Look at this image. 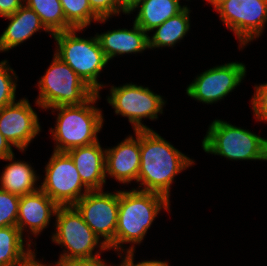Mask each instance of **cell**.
I'll list each match as a JSON object with an SVG mask.
<instances>
[{
	"label": "cell",
	"mask_w": 267,
	"mask_h": 266,
	"mask_svg": "<svg viewBox=\"0 0 267 266\" xmlns=\"http://www.w3.org/2000/svg\"><path fill=\"white\" fill-rule=\"evenodd\" d=\"M140 168L142 191L155 192L169 200L170 185L177 173L193 161L151 129L140 130Z\"/></svg>",
	"instance_id": "6da1fadb"
},
{
	"label": "cell",
	"mask_w": 267,
	"mask_h": 266,
	"mask_svg": "<svg viewBox=\"0 0 267 266\" xmlns=\"http://www.w3.org/2000/svg\"><path fill=\"white\" fill-rule=\"evenodd\" d=\"M169 210V200L158 193L133 189L119 191V211L115 232V250L121 243H141L161 208Z\"/></svg>",
	"instance_id": "7a4b0ae2"
},
{
	"label": "cell",
	"mask_w": 267,
	"mask_h": 266,
	"mask_svg": "<svg viewBox=\"0 0 267 266\" xmlns=\"http://www.w3.org/2000/svg\"><path fill=\"white\" fill-rule=\"evenodd\" d=\"M98 98L99 93H94L82 104L52 107L59 110L56 127L51 130L57 142L55 151L67 152L98 141L97 133L103 126V117L99 109L91 106Z\"/></svg>",
	"instance_id": "3957f363"
},
{
	"label": "cell",
	"mask_w": 267,
	"mask_h": 266,
	"mask_svg": "<svg viewBox=\"0 0 267 266\" xmlns=\"http://www.w3.org/2000/svg\"><path fill=\"white\" fill-rule=\"evenodd\" d=\"M79 30L82 29L74 28L52 35L58 45L55 55L68 64L95 93H99L103 85L98 83L97 77L108 60L97 37L90 40L80 38L76 36Z\"/></svg>",
	"instance_id": "277c9868"
},
{
	"label": "cell",
	"mask_w": 267,
	"mask_h": 266,
	"mask_svg": "<svg viewBox=\"0 0 267 266\" xmlns=\"http://www.w3.org/2000/svg\"><path fill=\"white\" fill-rule=\"evenodd\" d=\"M202 147L231 160H267V139L218 119L210 125Z\"/></svg>",
	"instance_id": "5b68a950"
},
{
	"label": "cell",
	"mask_w": 267,
	"mask_h": 266,
	"mask_svg": "<svg viewBox=\"0 0 267 266\" xmlns=\"http://www.w3.org/2000/svg\"><path fill=\"white\" fill-rule=\"evenodd\" d=\"M38 86L40 94L36 104L45 109L79 105L95 93L68 64L56 55Z\"/></svg>",
	"instance_id": "8992f818"
},
{
	"label": "cell",
	"mask_w": 267,
	"mask_h": 266,
	"mask_svg": "<svg viewBox=\"0 0 267 266\" xmlns=\"http://www.w3.org/2000/svg\"><path fill=\"white\" fill-rule=\"evenodd\" d=\"M55 216L57 231L52 241L69 250L61 254L57 263L96 256L93 255V250L98 245L99 238L74 206H59Z\"/></svg>",
	"instance_id": "52a82bcc"
},
{
	"label": "cell",
	"mask_w": 267,
	"mask_h": 266,
	"mask_svg": "<svg viewBox=\"0 0 267 266\" xmlns=\"http://www.w3.org/2000/svg\"><path fill=\"white\" fill-rule=\"evenodd\" d=\"M74 207L82 215L84 222L99 238L101 250L115 248V232L119 211V191L104 193L102 190L87 192Z\"/></svg>",
	"instance_id": "ba28073f"
},
{
	"label": "cell",
	"mask_w": 267,
	"mask_h": 266,
	"mask_svg": "<svg viewBox=\"0 0 267 266\" xmlns=\"http://www.w3.org/2000/svg\"><path fill=\"white\" fill-rule=\"evenodd\" d=\"M46 177L39 187L58 206H74L90 190L83 184L67 152L55 151L46 165ZM82 187L84 193L82 194Z\"/></svg>",
	"instance_id": "9c48e42d"
},
{
	"label": "cell",
	"mask_w": 267,
	"mask_h": 266,
	"mask_svg": "<svg viewBox=\"0 0 267 266\" xmlns=\"http://www.w3.org/2000/svg\"><path fill=\"white\" fill-rule=\"evenodd\" d=\"M110 91L108 103L114 107L116 114L128 117L134 131L150 129L141 123V119H157V113L163 111L164 100L148 87L126 84L122 87H112Z\"/></svg>",
	"instance_id": "30bf717a"
},
{
	"label": "cell",
	"mask_w": 267,
	"mask_h": 266,
	"mask_svg": "<svg viewBox=\"0 0 267 266\" xmlns=\"http://www.w3.org/2000/svg\"><path fill=\"white\" fill-rule=\"evenodd\" d=\"M216 10L244 46L259 37L267 21V0H225Z\"/></svg>",
	"instance_id": "8fae6325"
},
{
	"label": "cell",
	"mask_w": 267,
	"mask_h": 266,
	"mask_svg": "<svg viewBox=\"0 0 267 266\" xmlns=\"http://www.w3.org/2000/svg\"><path fill=\"white\" fill-rule=\"evenodd\" d=\"M245 73V65L237 62L211 68L197 76L188 86L186 93L200 102L214 103L234 90Z\"/></svg>",
	"instance_id": "7c38bea8"
},
{
	"label": "cell",
	"mask_w": 267,
	"mask_h": 266,
	"mask_svg": "<svg viewBox=\"0 0 267 266\" xmlns=\"http://www.w3.org/2000/svg\"><path fill=\"white\" fill-rule=\"evenodd\" d=\"M39 131L37 114L27 99L0 109V133L10 145L23 151Z\"/></svg>",
	"instance_id": "4fadbf2b"
},
{
	"label": "cell",
	"mask_w": 267,
	"mask_h": 266,
	"mask_svg": "<svg viewBox=\"0 0 267 266\" xmlns=\"http://www.w3.org/2000/svg\"><path fill=\"white\" fill-rule=\"evenodd\" d=\"M112 149H106V173L122 183L138 181L140 168V130Z\"/></svg>",
	"instance_id": "5bb4252c"
},
{
	"label": "cell",
	"mask_w": 267,
	"mask_h": 266,
	"mask_svg": "<svg viewBox=\"0 0 267 266\" xmlns=\"http://www.w3.org/2000/svg\"><path fill=\"white\" fill-rule=\"evenodd\" d=\"M83 184L90 190H102L106 180V155L97 141L91 145L67 151Z\"/></svg>",
	"instance_id": "9a60e30c"
},
{
	"label": "cell",
	"mask_w": 267,
	"mask_h": 266,
	"mask_svg": "<svg viewBox=\"0 0 267 266\" xmlns=\"http://www.w3.org/2000/svg\"><path fill=\"white\" fill-rule=\"evenodd\" d=\"M58 207L41 189L20 196L17 228L22 234L27 225L37 235L49 224L51 215L56 214Z\"/></svg>",
	"instance_id": "2e32d148"
},
{
	"label": "cell",
	"mask_w": 267,
	"mask_h": 266,
	"mask_svg": "<svg viewBox=\"0 0 267 266\" xmlns=\"http://www.w3.org/2000/svg\"><path fill=\"white\" fill-rule=\"evenodd\" d=\"M96 37L108 61L118 54L137 53L149 48V36L135 22L132 30L118 29Z\"/></svg>",
	"instance_id": "e0dca14e"
},
{
	"label": "cell",
	"mask_w": 267,
	"mask_h": 266,
	"mask_svg": "<svg viewBox=\"0 0 267 266\" xmlns=\"http://www.w3.org/2000/svg\"><path fill=\"white\" fill-rule=\"evenodd\" d=\"M6 18L11 22L0 36V51H8L18 46L41 28L49 32L40 17L27 5H22L14 14Z\"/></svg>",
	"instance_id": "ac0fdd59"
},
{
	"label": "cell",
	"mask_w": 267,
	"mask_h": 266,
	"mask_svg": "<svg viewBox=\"0 0 267 266\" xmlns=\"http://www.w3.org/2000/svg\"><path fill=\"white\" fill-rule=\"evenodd\" d=\"M139 5L141 7L134 22L146 33L185 8L180 6L179 0H142L133 10Z\"/></svg>",
	"instance_id": "d6986e66"
},
{
	"label": "cell",
	"mask_w": 267,
	"mask_h": 266,
	"mask_svg": "<svg viewBox=\"0 0 267 266\" xmlns=\"http://www.w3.org/2000/svg\"><path fill=\"white\" fill-rule=\"evenodd\" d=\"M37 177L29 164L14 161L6 166L0 179V189L9 193L24 196L40 188H35Z\"/></svg>",
	"instance_id": "ffe728a7"
},
{
	"label": "cell",
	"mask_w": 267,
	"mask_h": 266,
	"mask_svg": "<svg viewBox=\"0 0 267 266\" xmlns=\"http://www.w3.org/2000/svg\"><path fill=\"white\" fill-rule=\"evenodd\" d=\"M34 252L24 249L23 234L15 226L0 227V266H21Z\"/></svg>",
	"instance_id": "44dd1931"
},
{
	"label": "cell",
	"mask_w": 267,
	"mask_h": 266,
	"mask_svg": "<svg viewBox=\"0 0 267 266\" xmlns=\"http://www.w3.org/2000/svg\"><path fill=\"white\" fill-rule=\"evenodd\" d=\"M190 28L189 9L187 6L176 16L170 17L157 29L152 38L148 37V47L173 46L182 39Z\"/></svg>",
	"instance_id": "7402d4cb"
},
{
	"label": "cell",
	"mask_w": 267,
	"mask_h": 266,
	"mask_svg": "<svg viewBox=\"0 0 267 266\" xmlns=\"http://www.w3.org/2000/svg\"><path fill=\"white\" fill-rule=\"evenodd\" d=\"M39 17L45 28L53 35L74 29L65 19L60 0H24Z\"/></svg>",
	"instance_id": "603a6c76"
},
{
	"label": "cell",
	"mask_w": 267,
	"mask_h": 266,
	"mask_svg": "<svg viewBox=\"0 0 267 266\" xmlns=\"http://www.w3.org/2000/svg\"><path fill=\"white\" fill-rule=\"evenodd\" d=\"M66 21L76 29H84L91 20L104 22L92 10L88 0H60Z\"/></svg>",
	"instance_id": "cb8c5ba5"
},
{
	"label": "cell",
	"mask_w": 267,
	"mask_h": 266,
	"mask_svg": "<svg viewBox=\"0 0 267 266\" xmlns=\"http://www.w3.org/2000/svg\"><path fill=\"white\" fill-rule=\"evenodd\" d=\"M20 196L0 189V227H17Z\"/></svg>",
	"instance_id": "d4e9b609"
},
{
	"label": "cell",
	"mask_w": 267,
	"mask_h": 266,
	"mask_svg": "<svg viewBox=\"0 0 267 266\" xmlns=\"http://www.w3.org/2000/svg\"><path fill=\"white\" fill-rule=\"evenodd\" d=\"M12 75L17 79L16 74L13 70L7 67V61L0 62V109L15 103V92H16V83H14Z\"/></svg>",
	"instance_id": "484cf974"
},
{
	"label": "cell",
	"mask_w": 267,
	"mask_h": 266,
	"mask_svg": "<svg viewBox=\"0 0 267 266\" xmlns=\"http://www.w3.org/2000/svg\"><path fill=\"white\" fill-rule=\"evenodd\" d=\"M91 10L100 18L107 19L121 11L118 0H88Z\"/></svg>",
	"instance_id": "4316f807"
},
{
	"label": "cell",
	"mask_w": 267,
	"mask_h": 266,
	"mask_svg": "<svg viewBox=\"0 0 267 266\" xmlns=\"http://www.w3.org/2000/svg\"><path fill=\"white\" fill-rule=\"evenodd\" d=\"M255 88L256 93L252 98L254 115L257 119L267 121V83Z\"/></svg>",
	"instance_id": "83f0119b"
},
{
	"label": "cell",
	"mask_w": 267,
	"mask_h": 266,
	"mask_svg": "<svg viewBox=\"0 0 267 266\" xmlns=\"http://www.w3.org/2000/svg\"><path fill=\"white\" fill-rule=\"evenodd\" d=\"M100 254L88 258H79L69 262L56 263V266H108L99 258Z\"/></svg>",
	"instance_id": "f1b7e54d"
},
{
	"label": "cell",
	"mask_w": 267,
	"mask_h": 266,
	"mask_svg": "<svg viewBox=\"0 0 267 266\" xmlns=\"http://www.w3.org/2000/svg\"><path fill=\"white\" fill-rule=\"evenodd\" d=\"M24 0H0V16L6 17L14 14L22 5Z\"/></svg>",
	"instance_id": "f546056e"
},
{
	"label": "cell",
	"mask_w": 267,
	"mask_h": 266,
	"mask_svg": "<svg viewBox=\"0 0 267 266\" xmlns=\"http://www.w3.org/2000/svg\"><path fill=\"white\" fill-rule=\"evenodd\" d=\"M127 255L125 256V258L123 259V263L126 266H169V264L167 262H162V261H143L140 263H137L134 265V261H133V256H134V248L130 247L129 250H127Z\"/></svg>",
	"instance_id": "4dcf8cb0"
},
{
	"label": "cell",
	"mask_w": 267,
	"mask_h": 266,
	"mask_svg": "<svg viewBox=\"0 0 267 266\" xmlns=\"http://www.w3.org/2000/svg\"><path fill=\"white\" fill-rule=\"evenodd\" d=\"M14 154L11 145L6 138L0 133V159L12 161Z\"/></svg>",
	"instance_id": "1f68e13d"
},
{
	"label": "cell",
	"mask_w": 267,
	"mask_h": 266,
	"mask_svg": "<svg viewBox=\"0 0 267 266\" xmlns=\"http://www.w3.org/2000/svg\"><path fill=\"white\" fill-rule=\"evenodd\" d=\"M120 8L125 14L130 13L142 0H118Z\"/></svg>",
	"instance_id": "d6a6232c"
},
{
	"label": "cell",
	"mask_w": 267,
	"mask_h": 266,
	"mask_svg": "<svg viewBox=\"0 0 267 266\" xmlns=\"http://www.w3.org/2000/svg\"><path fill=\"white\" fill-rule=\"evenodd\" d=\"M35 256L36 255L34 254L25 264H23L21 266H45V265L39 263L38 261H36Z\"/></svg>",
	"instance_id": "836d02e7"
},
{
	"label": "cell",
	"mask_w": 267,
	"mask_h": 266,
	"mask_svg": "<svg viewBox=\"0 0 267 266\" xmlns=\"http://www.w3.org/2000/svg\"><path fill=\"white\" fill-rule=\"evenodd\" d=\"M207 1H209L216 9L225 0H207Z\"/></svg>",
	"instance_id": "e575fe53"
}]
</instances>
